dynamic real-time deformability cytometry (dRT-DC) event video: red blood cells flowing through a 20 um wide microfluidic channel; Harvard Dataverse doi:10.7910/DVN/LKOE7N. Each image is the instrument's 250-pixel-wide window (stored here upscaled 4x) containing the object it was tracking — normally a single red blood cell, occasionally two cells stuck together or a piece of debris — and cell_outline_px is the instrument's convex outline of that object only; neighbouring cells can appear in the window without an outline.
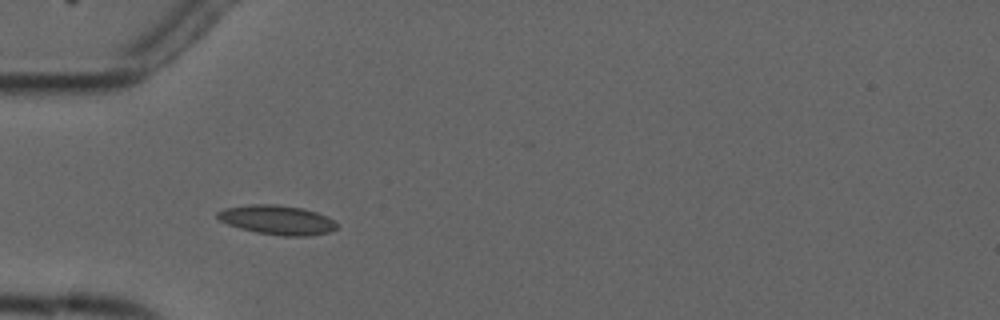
{"species": "common noctule bat (a hibernating species)", "species_latin": "Nyctalus noctula", "temperature_condition": "cold", "stored_images_in_passage": 9, "camera_frame_rate_fps": 3000, "um_per_image_px": 0.085, "animal": {"sex": "male", "forearm_length_mm": 52.5}, "frame": {"image": 1, "passage_image": 6, "time_ms": 5.667, "image_size_px": [1000, 320], "cell_outline_px": [[336, 228], [328, 232], [308, 236], [284, 236], [256, 232], [240, 228], [228, 224], [220, 220], [216, 216], [216, 212], [224, 208], [252, 204], [276, 204], [304, 208], [316, 212], [332, 220], [336, 224]], "centroid_in_image_um": [23.52, 18.68], "position_along_channel_um": 61.5, "area_um2": 20.23}}
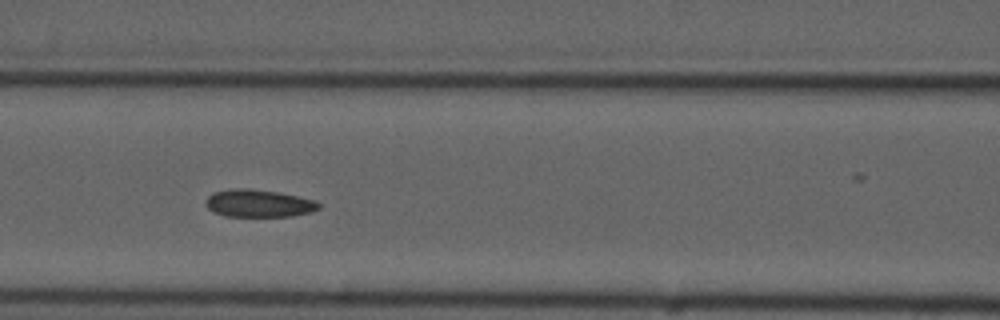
{"frame": {"image": 2, "passage_image": 8, "time_ms": 8.0, "image_size_px": [1000, 320], "cell_outline_px": [[320, 208], [312, 212], [292, 216], [224, 216], [212, 212], [204, 204], [208, 196], [212, 192], [240, 188], [248, 188], [280, 192], [316, 200], [320, 204]], "centroid_in_image_um": [21.99, 17.28], "position_along_channel_um": 144.6, "area_um2": 18.32}}
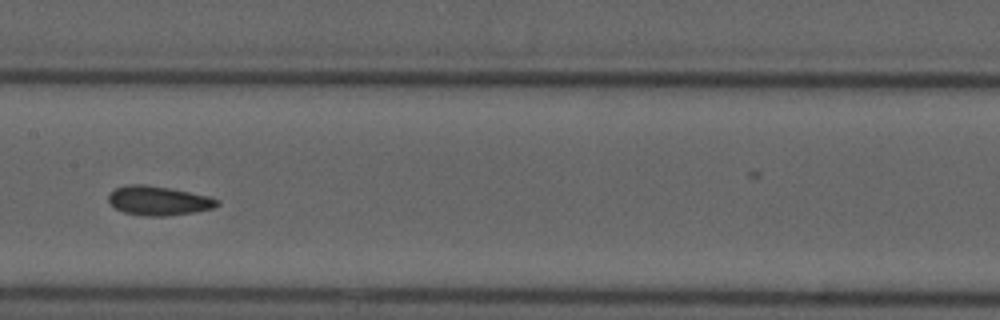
{"frame": {"image": 3, "passage_image": 9, "time_ms": 9.333, "image_size_px": [1000, 320], "cell_outline_px": [[220, 204], [212, 208], [196, 212], [164, 216], [148, 216], [124, 212], [116, 208], [108, 200], [108, 196], [116, 188], [124, 184], [144, 184], [168, 188], [208, 196], [220, 200]], "centroid_in_image_um": [13.48, 17.05], "position_along_channel_um": 193.9, "area_um2": 18.32}}